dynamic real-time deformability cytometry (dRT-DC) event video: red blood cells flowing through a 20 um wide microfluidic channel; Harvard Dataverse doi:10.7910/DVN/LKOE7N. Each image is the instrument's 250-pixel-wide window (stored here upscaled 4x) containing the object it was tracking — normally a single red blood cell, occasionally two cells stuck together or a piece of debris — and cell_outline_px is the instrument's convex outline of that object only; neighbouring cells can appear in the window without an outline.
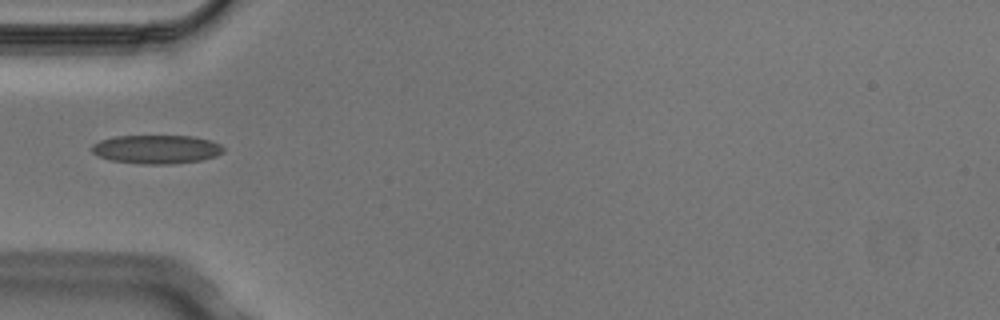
{"species": "Egyptian fruit bat (a non-hibernating species)", "species_latin": "Rousettus aegyptiacus", "temperature_condition": "cold", "stored_images_in_passage": 1, "camera_frame_rate_fps": 3000, "um_per_image_px": 0.085, "animal": {"sex": "male"}, "frame": {"image": 1, "passage_image": 1, "time_ms": 0.0, "image_size_px": [1000, 320], "cell_outline_px": [[224, 152], [216, 156], [200, 160], [172, 164], [144, 164], [112, 160], [100, 156], [92, 152], [92, 144], [100, 140], [116, 136], [192, 136], [212, 140], [220, 144], [224, 148]], "centroid_in_image_um": [13.34, 12.68], "position_along_channel_um": 71.7, "area_um2": 21.96}}